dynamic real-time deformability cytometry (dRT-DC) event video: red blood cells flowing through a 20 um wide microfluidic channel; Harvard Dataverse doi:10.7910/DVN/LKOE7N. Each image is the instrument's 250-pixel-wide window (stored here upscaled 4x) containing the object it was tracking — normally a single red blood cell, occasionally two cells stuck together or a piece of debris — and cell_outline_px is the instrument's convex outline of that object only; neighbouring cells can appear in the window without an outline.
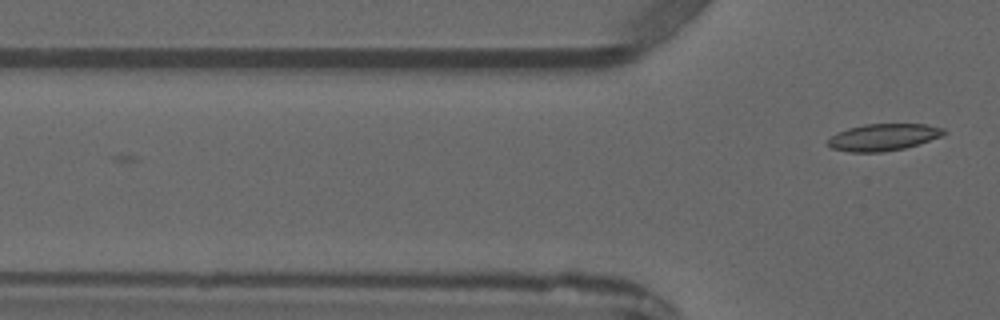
{"species": "common noctule bat (a hibernating species)", "species_latin": "Nyctalus noctula", "temperature_condition": "warm", "stored_images_in_passage": 4, "camera_frame_rate_fps": 3000, "um_per_image_px": 0.085, "animal": {"sex": "male", "forearm_length_mm": 52.5}, "frame": {"image": 1, "passage_image": 4, "time_ms": 5.333, "image_size_px": [1000, 320], "cell_outline_px": [[948, 132], [940, 136], [904, 148], [884, 152], [848, 152], [832, 148], [824, 144], [832, 136], [848, 128], [864, 124], [928, 124], [944, 128]], "centroid_in_image_um": [75.06, 11.66], "position_along_channel_um": 50.7, "area_um2": 18.09}}